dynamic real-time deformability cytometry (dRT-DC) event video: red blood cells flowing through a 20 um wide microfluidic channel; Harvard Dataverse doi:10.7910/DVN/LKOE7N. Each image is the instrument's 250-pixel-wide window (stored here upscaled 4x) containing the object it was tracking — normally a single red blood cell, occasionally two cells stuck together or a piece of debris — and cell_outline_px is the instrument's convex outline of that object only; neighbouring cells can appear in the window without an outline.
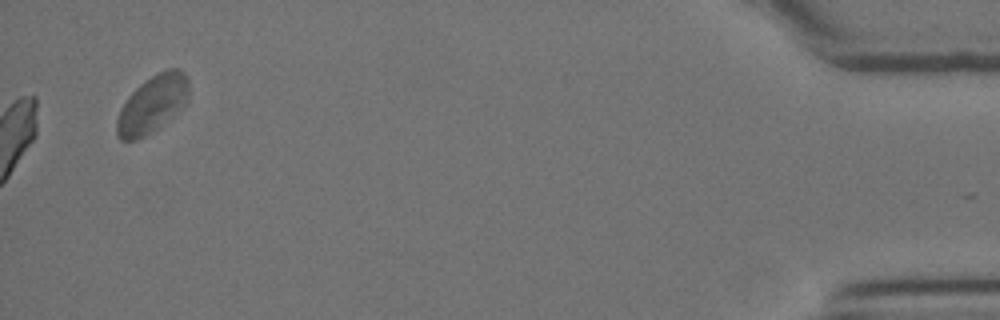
{"species": "Egyptian fruit bat (a non-hibernating species)", "species_latin": "Rousettus aegyptiacus", "temperature_condition": "room temperature", "stored_images_in_passage": 18, "camera_frame_rate_fps": 3000, "um_per_image_px": 0.085, "animal": {"sex": "female"}, "frame": {"image": 1, "passage_image": 18, "time_ms": 5.667, "image_size_px": [1000, 320], "cell_outline_px": [[188, 100], [184, 104], [152, 132], [136, 140], [120, 140], [116, 136], [116, 120], [128, 96], [140, 84], [152, 76], [168, 68], [180, 68], [184, 72], [188, 80]], "centroid_in_image_um": [12.94, 8.84], "position_along_channel_um": 422.3, "area_um2": 23.58}}